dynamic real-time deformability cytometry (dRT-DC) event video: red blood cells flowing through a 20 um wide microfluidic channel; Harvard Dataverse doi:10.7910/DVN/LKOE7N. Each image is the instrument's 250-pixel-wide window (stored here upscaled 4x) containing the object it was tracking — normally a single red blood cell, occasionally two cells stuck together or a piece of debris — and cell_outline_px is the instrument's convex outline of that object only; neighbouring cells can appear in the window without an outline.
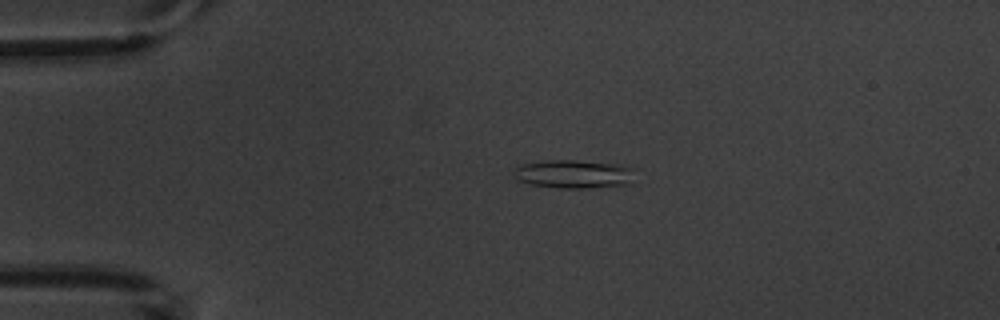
{"species": "common noctule bat (a hibernating species)", "species_latin": "Nyctalus noctula", "temperature_condition": "warm", "stored_images_in_passage": 2, "camera_frame_rate_fps": 3000, "um_per_image_px": 0.085, "animal": {"sex": "male", "body_mass_g": 20.1, "forearm_length_mm": 53.5}, "frame": {"image": 1, "passage_image": 1, "time_ms": 0.0, "image_size_px": [1000, 320], "cell_outline_px": [[632, 168], [624, 184], [584, 188], [560, 188], [532, 184], [516, 180], [512, 176], [516, 168], [524, 164], [540, 160], [576, 160], [620, 164]], "centroid_in_image_um": [48.62, 14.77], "position_along_channel_um": 36.4, "area_um2": 19.54}}